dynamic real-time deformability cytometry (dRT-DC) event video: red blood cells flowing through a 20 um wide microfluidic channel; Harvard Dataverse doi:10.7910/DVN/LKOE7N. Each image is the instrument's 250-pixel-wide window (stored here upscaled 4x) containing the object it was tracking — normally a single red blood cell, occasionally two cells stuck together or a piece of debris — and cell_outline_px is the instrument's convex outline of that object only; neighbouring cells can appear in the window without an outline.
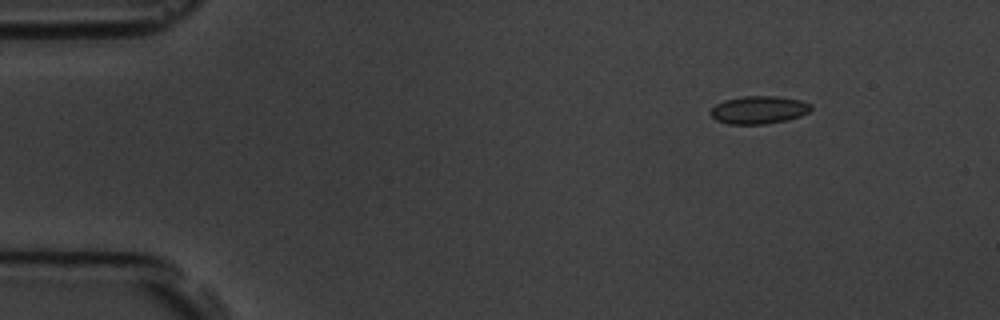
{"species": "common noctule bat (a hibernating species)", "species_latin": "Nyctalus noctula", "temperature_condition": "room temperature", "stored_images_in_passage": 8, "camera_frame_rate_fps": 3000, "um_per_image_px": 0.085, "animal": {"sex": "male", "body_mass_g": 19.5, "forearm_length_mm": 54.6}, "frame": {"image": 1, "passage_image": 3, "time_ms": 2.0, "image_size_px": [1000, 320], "cell_outline_px": [[812, 108], [808, 112], [800, 116], [788, 120], [764, 124], [728, 124], [716, 120], [708, 112], [716, 104], [724, 100], [744, 96], [776, 96], [800, 100], [812, 104]], "centroid_in_image_um": [64.49, 9.34], "position_along_channel_um": 20.5, "area_um2": 16.36}}
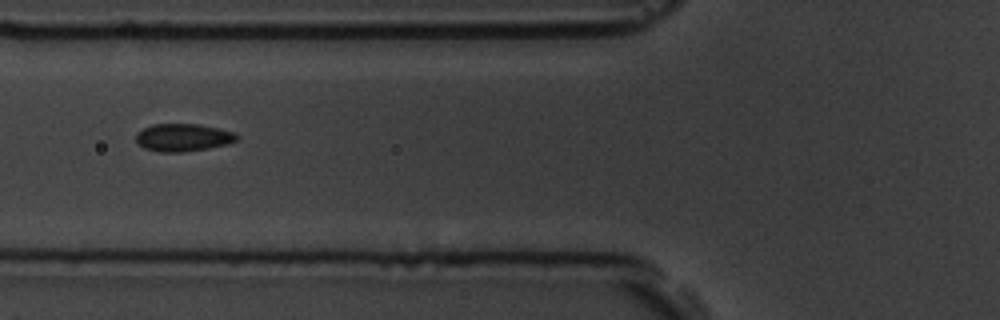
{"frame": {"image": 2, "passage_image": 7, "time_ms": 6.667, "image_size_px": [1000, 320], "cell_outline_px": [[240, 136], [236, 140], [228, 144], [208, 148], [184, 152], [160, 152], [144, 148], [136, 140], [136, 132], [152, 124], [200, 124], [220, 128], [236, 132]], "centroid_in_image_um": [15.6, 11.68], "position_along_channel_um": 110.2, "area_um2": 16.42}}
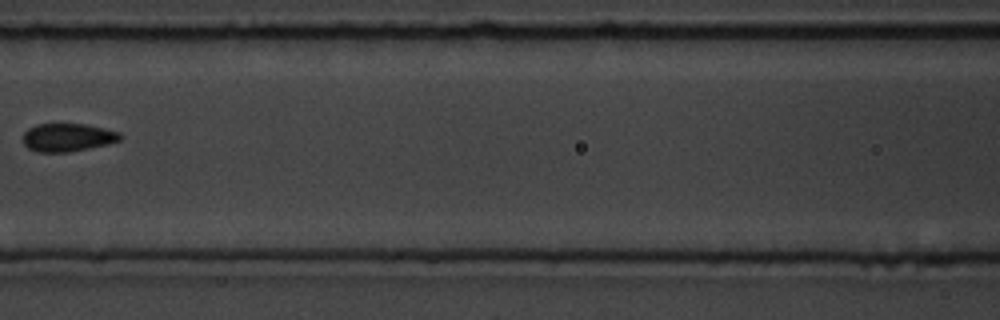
{"frame": {"image": 3, "passage_image": 8, "time_ms": 8.0, "image_size_px": [1000, 320], "cell_outline_px": [[120, 140], [108, 144], [68, 152], [40, 152], [28, 148], [24, 144], [24, 132], [28, 128], [36, 124], [84, 124], [104, 128], [120, 132]], "centroid_in_image_um": [5.74, 11.67], "position_along_channel_um": 160.9, "area_um2": 15.78}}